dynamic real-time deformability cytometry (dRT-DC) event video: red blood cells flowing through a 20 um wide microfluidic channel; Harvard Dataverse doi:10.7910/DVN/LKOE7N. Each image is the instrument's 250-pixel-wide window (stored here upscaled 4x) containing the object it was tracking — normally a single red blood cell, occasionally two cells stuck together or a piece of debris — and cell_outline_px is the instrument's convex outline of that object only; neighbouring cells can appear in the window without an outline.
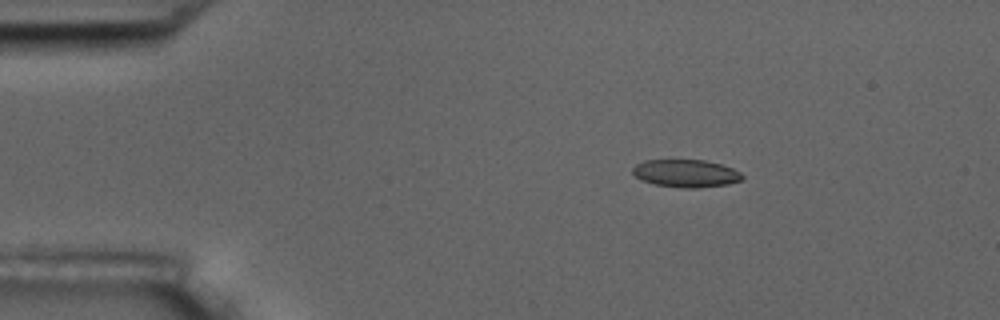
{"species": "common noctule bat (a hibernating species)", "species_latin": "Nyctalus noctula", "temperature_condition": "room temperature", "stored_images_in_passage": 5, "camera_frame_rate_fps": 3000, "um_per_image_px": 0.085, "animal": {"sex": "male", "body_mass_g": 17.5, "forearm_length_mm": 52.3}, "frame": {"image": 1, "passage_image": 3, "time_ms": 3.0, "image_size_px": [1000, 320], "cell_outline_px": [[744, 176], [740, 180], [728, 184], [696, 188], [680, 188], [656, 184], [640, 180], [632, 172], [632, 168], [636, 164], [644, 160], [704, 160], [720, 164], [732, 168], [740, 172]], "centroid_in_image_um": [58.28, 14.73], "position_along_channel_um": 26.7, "area_um2": 17.63}}